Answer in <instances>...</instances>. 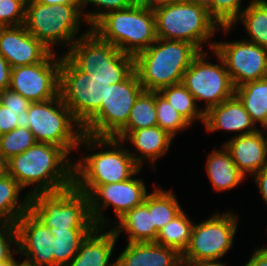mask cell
I'll return each mask as SVG.
<instances>
[{
	"instance_id": "obj_1",
	"label": "cell",
	"mask_w": 267,
	"mask_h": 266,
	"mask_svg": "<svg viewBox=\"0 0 267 266\" xmlns=\"http://www.w3.org/2000/svg\"><path fill=\"white\" fill-rule=\"evenodd\" d=\"M123 144L113 137L83 134L78 150L82 153L83 148L85 154L74 158V186L88 194L97 185L119 183L131 178L141 167Z\"/></svg>"
},
{
	"instance_id": "obj_2",
	"label": "cell",
	"mask_w": 267,
	"mask_h": 266,
	"mask_svg": "<svg viewBox=\"0 0 267 266\" xmlns=\"http://www.w3.org/2000/svg\"><path fill=\"white\" fill-rule=\"evenodd\" d=\"M74 157L65 149L48 143H36L8 160V175L36 193L57 192L74 185Z\"/></svg>"
},
{
	"instance_id": "obj_3",
	"label": "cell",
	"mask_w": 267,
	"mask_h": 266,
	"mask_svg": "<svg viewBox=\"0 0 267 266\" xmlns=\"http://www.w3.org/2000/svg\"><path fill=\"white\" fill-rule=\"evenodd\" d=\"M154 13L157 38L185 41L200 52L207 51L203 49L205 44L209 50L214 48L212 39L216 33L227 35L232 31L230 27H220L206 6L190 0L160 3Z\"/></svg>"
},
{
	"instance_id": "obj_4",
	"label": "cell",
	"mask_w": 267,
	"mask_h": 266,
	"mask_svg": "<svg viewBox=\"0 0 267 266\" xmlns=\"http://www.w3.org/2000/svg\"><path fill=\"white\" fill-rule=\"evenodd\" d=\"M200 51L185 41L157 40L134 57V70L146 91L182 83L185 71Z\"/></svg>"
},
{
	"instance_id": "obj_5",
	"label": "cell",
	"mask_w": 267,
	"mask_h": 266,
	"mask_svg": "<svg viewBox=\"0 0 267 266\" xmlns=\"http://www.w3.org/2000/svg\"><path fill=\"white\" fill-rule=\"evenodd\" d=\"M85 23L82 12L75 5H45L36 0L26 1L23 26L53 53H59L56 48L59 50L61 47L62 50L64 47L65 51L61 54H65L90 29L87 27L86 31L81 32Z\"/></svg>"
},
{
	"instance_id": "obj_6",
	"label": "cell",
	"mask_w": 267,
	"mask_h": 266,
	"mask_svg": "<svg viewBox=\"0 0 267 266\" xmlns=\"http://www.w3.org/2000/svg\"><path fill=\"white\" fill-rule=\"evenodd\" d=\"M92 81L109 85L124 81L134 71V57L123 53L89 29L64 54Z\"/></svg>"
},
{
	"instance_id": "obj_7",
	"label": "cell",
	"mask_w": 267,
	"mask_h": 266,
	"mask_svg": "<svg viewBox=\"0 0 267 266\" xmlns=\"http://www.w3.org/2000/svg\"><path fill=\"white\" fill-rule=\"evenodd\" d=\"M101 39L135 57L156 40L154 10L129 7L102 16L91 28Z\"/></svg>"
},
{
	"instance_id": "obj_8",
	"label": "cell",
	"mask_w": 267,
	"mask_h": 266,
	"mask_svg": "<svg viewBox=\"0 0 267 266\" xmlns=\"http://www.w3.org/2000/svg\"><path fill=\"white\" fill-rule=\"evenodd\" d=\"M23 125L27 126L38 143L56 145L72 157L77 156L74 152L78 150L83 129L60 95L47 101L32 102Z\"/></svg>"
},
{
	"instance_id": "obj_9",
	"label": "cell",
	"mask_w": 267,
	"mask_h": 266,
	"mask_svg": "<svg viewBox=\"0 0 267 266\" xmlns=\"http://www.w3.org/2000/svg\"><path fill=\"white\" fill-rule=\"evenodd\" d=\"M30 211L47 227L59 230H94L89 198L74 185L57 192L36 193Z\"/></svg>"
},
{
	"instance_id": "obj_10",
	"label": "cell",
	"mask_w": 267,
	"mask_h": 266,
	"mask_svg": "<svg viewBox=\"0 0 267 266\" xmlns=\"http://www.w3.org/2000/svg\"><path fill=\"white\" fill-rule=\"evenodd\" d=\"M239 220V215L230 209L222 213L217 210L207 219L195 221L182 263L220 262L234 247Z\"/></svg>"
},
{
	"instance_id": "obj_11",
	"label": "cell",
	"mask_w": 267,
	"mask_h": 266,
	"mask_svg": "<svg viewBox=\"0 0 267 266\" xmlns=\"http://www.w3.org/2000/svg\"><path fill=\"white\" fill-rule=\"evenodd\" d=\"M207 52L201 51L192 60L182 79V84L192 94L198 107L201 106L199 103L206 104L200 107L204 113L234 96L236 89L222 58L213 49L210 50L218 61L214 63Z\"/></svg>"
},
{
	"instance_id": "obj_12",
	"label": "cell",
	"mask_w": 267,
	"mask_h": 266,
	"mask_svg": "<svg viewBox=\"0 0 267 266\" xmlns=\"http://www.w3.org/2000/svg\"><path fill=\"white\" fill-rule=\"evenodd\" d=\"M144 91L135 70L122 82L106 86L100 110L82 127L94 137H114L126 124L131 109Z\"/></svg>"
},
{
	"instance_id": "obj_13",
	"label": "cell",
	"mask_w": 267,
	"mask_h": 266,
	"mask_svg": "<svg viewBox=\"0 0 267 266\" xmlns=\"http://www.w3.org/2000/svg\"><path fill=\"white\" fill-rule=\"evenodd\" d=\"M89 77L61 54L59 95L82 127L100 110L109 85Z\"/></svg>"
},
{
	"instance_id": "obj_14",
	"label": "cell",
	"mask_w": 267,
	"mask_h": 266,
	"mask_svg": "<svg viewBox=\"0 0 267 266\" xmlns=\"http://www.w3.org/2000/svg\"><path fill=\"white\" fill-rule=\"evenodd\" d=\"M142 172L140 168L131 178L106 185L95 186L87 195L89 211L96 227H111L113 220L105 217L104 211L113 208L117 220L127 211L142 204L149 193L144 178L137 177Z\"/></svg>"
},
{
	"instance_id": "obj_15",
	"label": "cell",
	"mask_w": 267,
	"mask_h": 266,
	"mask_svg": "<svg viewBox=\"0 0 267 266\" xmlns=\"http://www.w3.org/2000/svg\"><path fill=\"white\" fill-rule=\"evenodd\" d=\"M61 53L51 52L42 62L11 70L9 89L31 102L59 96Z\"/></svg>"
},
{
	"instance_id": "obj_16",
	"label": "cell",
	"mask_w": 267,
	"mask_h": 266,
	"mask_svg": "<svg viewBox=\"0 0 267 266\" xmlns=\"http://www.w3.org/2000/svg\"><path fill=\"white\" fill-rule=\"evenodd\" d=\"M213 50L225 63L235 88L267 77V48L241 38L216 40Z\"/></svg>"
},
{
	"instance_id": "obj_17",
	"label": "cell",
	"mask_w": 267,
	"mask_h": 266,
	"mask_svg": "<svg viewBox=\"0 0 267 266\" xmlns=\"http://www.w3.org/2000/svg\"><path fill=\"white\" fill-rule=\"evenodd\" d=\"M18 255L28 266H54V237L30 210L15 223Z\"/></svg>"
},
{
	"instance_id": "obj_18",
	"label": "cell",
	"mask_w": 267,
	"mask_h": 266,
	"mask_svg": "<svg viewBox=\"0 0 267 266\" xmlns=\"http://www.w3.org/2000/svg\"><path fill=\"white\" fill-rule=\"evenodd\" d=\"M50 53L23 25L0 27V54L12 68L40 63Z\"/></svg>"
},
{
	"instance_id": "obj_19",
	"label": "cell",
	"mask_w": 267,
	"mask_h": 266,
	"mask_svg": "<svg viewBox=\"0 0 267 266\" xmlns=\"http://www.w3.org/2000/svg\"><path fill=\"white\" fill-rule=\"evenodd\" d=\"M203 126L209 134L221 130L233 133L231 138L252 134L260 129L236 95L205 112Z\"/></svg>"
},
{
	"instance_id": "obj_20",
	"label": "cell",
	"mask_w": 267,
	"mask_h": 266,
	"mask_svg": "<svg viewBox=\"0 0 267 266\" xmlns=\"http://www.w3.org/2000/svg\"><path fill=\"white\" fill-rule=\"evenodd\" d=\"M265 129L229 138L223 143L239 172L247 179L267 167V137Z\"/></svg>"
},
{
	"instance_id": "obj_21",
	"label": "cell",
	"mask_w": 267,
	"mask_h": 266,
	"mask_svg": "<svg viewBox=\"0 0 267 266\" xmlns=\"http://www.w3.org/2000/svg\"><path fill=\"white\" fill-rule=\"evenodd\" d=\"M174 139V137L159 126H153L131 131L122 142L132 145L131 147L134 150L128 147V151L141 168H144L145 162H148L149 167L152 166V170L157 171V163L155 162L168 154Z\"/></svg>"
},
{
	"instance_id": "obj_22",
	"label": "cell",
	"mask_w": 267,
	"mask_h": 266,
	"mask_svg": "<svg viewBox=\"0 0 267 266\" xmlns=\"http://www.w3.org/2000/svg\"><path fill=\"white\" fill-rule=\"evenodd\" d=\"M117 241L118 238L110 227H96L67 266H116V259H111Z\"/></svg>"
},
{
	"instance_id": "obj_23",
	"label": "cell",
	"mask_w": 267,
	"mask_h": 266,
	"mask_svg": "<svg viewBox=\"0 0 267 266\" xmlns=\"http://www.w3.org/2000/svg\"><path fill=\"white\" fill-rule=\"evenodd\" d=\"M182 255L156 242L127 243L116 266H182Z\"/></svg>"
},
{
	"instance_id": "obj_24",
	"label": "cell",
	"mask_w": 267,
	"mask_h": 266,
	"mask_svg": "<svg viewBox=\"0 0 267 266\" xmlns=\"http://www.w3.org/2000/svg\"><path fill=\"white\" fill-rule=\"evenodd\" d=\"M206 157L205 171L213 190L217 193L238 188L248 180L239 172L223 144L220 149L213 148Z\"/></svg>"
},
{
	"instance_id": "obj_25",
	"label": "cell",
	"mask_w": 267,
	"mask_h": 266,
	"mask_svg": "<svg viewBox=\"0 0 267 266\" xmlns=\"http://www.w3.org/2000/svg\"><path fill=\"white\" fill-rule=\"evenodd\" d=\"M110 228L117 238L125 232L126 243L155 242L158 234L153 224L152 211H149V207L144 202L127 211L114 221Z\"/></svg>"
},
{
	"instance_id": "obj_26",
	"label": "cell",
	"mask_w": 267,
	"mask_h": 266,
	"mask_svg": "<svg viewBox=\"0 0 267 266\" xmlns=\"http://www.w3.org/2000/svg\"><path fill=\"white\" fill-rule=\"evenodd\" d=\"M235 95L239 98L255 125L260 126V129H266L267 77L236 87Z\"/></svg>"
},
{
	"instance_id": "obj_27",
	"label": "cell",
	"mask_w": 267,
	"mask_h": 266,
	"mask_svg": "<svg viewBox=\"0 0 267 266\" xmlns=\"http://www.w3.org/2000/svg\"><path fill=\"white\" fill-rule=\"evenodd\" d=\"M10 175L0 179V222L16 223L17 220L30 210V199L28 193ZM22 199H21V197Z\"/></svg>"
},
{
	"instance_id": "obj_28",
	"label": "cell",
	"mask_w": 267,
	"mask_h": 266,
	"mask_svg": "<svg viewBox=\"0 0 267 266\" xmlns=\"http://www.w3.org/2000/svg\"><path fill=\"white\" fill-rule=\"evenodd\" d=\"M247 3L230 28H236L241 22L248 37L243 39L267 48V0H250Z\"/></svg>"
},
{
	"instance_id": "obj_29",
	"label": "cell",
	"mask_w": 267,
	"mask_h": 266,
	"mask_svg": "<svg viewBox=\"0 0 267 266\" xmlns=\"http://www.w3.org/2000/svg\"><path fill=\"white\" fill-rule=\"evenodd\" d=\"M155 185L154 183V189L145 197L144 203L149 207V211H152L153 224L155 229L159 231L183 208L173 189L166 190L160 185L156 187Z\"/></svg>"
},
{
	"instance_id": "obj_30",
	"label": "cell",
	"mask_w": 267,
	"mask_h": 266,
	"mask_svg": "<svg viewBox=\"0 0 267 266\" xmlns=\"http://www.w3.org/2000/svg\"><path fill=\"white\" fill-rule=\"evenodd\" d=\"M157 126L155 91L144 90L135 101L127 124L113 137L123 140L131 131Z\"/></svg>"
},
{
	"instance_id": "obj_31",
	"label": "cell",
	"mask_w": 267,
	"mask_h": 266,
	"mask_svg": "<svg viewBox=\"0 0 267 266\" xmlns=\"http://www.w3.org/2000/svg\"><path fill=\"white\" fill-rule=\"evenodd\" d=\"M193 219L184 210L176 215L158 231L156 243L172 249L183 255L191 240Z\"/></svg>"
},
{
	"instance_id": "obj_32",
	"label": "cell",
	"mask_w": 267,
	"mask_h": 266,
	"mask_svg": "<svg viewBox=\"0 0 267 266\" xmlns=\"http://www.w3.org/2000/svg\"><path fill=\"white\" fill-rule=\"evenodd\" d=\"M158 92L191 126L197 121L204 124V112L182 83L161 88Z\"/></svg>"
},
{
	"instance_id": "obj_33",
	"label": "cell",
	"mask_w": 267,
	"mask_h": 266,
	"mask_svg": "<svg viewBox=\"0 0 267 266\" xmlns=\"http://www.w3.org/2000/svg\"><path fill=\"white\" fill-rule=\"evenodd\" d=\"M93 230H59L50 228L54 237V266H67L80 245Z\"/></svg>"
},
{
	"instance_id": "obj_34",
	"label": "cell",
	"mask_w": 267,
	"mask_h": 266,
	"mask_svg": "<svg viewBox=\"0 0 267 266\" xmlns=\"http://www.w3.org/2000/svg\"><path fill=\"white\" fill-rule=\"evenodd\" d=\"M155 104L157 126L167 131L172 137L176 138L178 132L193 128L158 91H155Z\"/></svg>"
},
{
	"instance_id": "obj_35",
	"label": "cell",
	"mask_w": 267,
	"mask_h": 266,
	"mask_svg": "<svg viewBox=\"0 0 267 266\" xmlns=\"http://www.w3.org/2000/svg\"><path fill=\"white\" fill-rule=\"evenodd\" d=\"M37 143L32 132L26 125H21L14 130L0 136V154L9 160L12 156L25 152Z\"/></svg>"
},
{
	"instance_id": "obj_36",
	"label": "cell",
	"mask_w": 267,
	"mask_h": 266,
	"mask_svg": "<svg viewBox=\"0 0 267 266\" xmlns=\"http://www.w3.org/2000/svg\"><path fill=\"white\" fill-rule=\"evenodd\" d=\"M94 6L93 11L87 7ZM130 0H82L81 12L86 21V26L91 28L105 14L129 8Z\"/></svg>"
},
{
	"instance_id": "obj_37",
	"label": "cell",
	"mask_w": 267,
	"mask_h": 266,
	"mask_svg": "<svg viewBox=\"0 0 267 266\" xmlns=\"http://www.w3.org/2000/svg\"><path fill=\"white\" fill-rule=\"evenodd\" d=\"M243 0H211L207 7L210 16L220 25V27H230L239 17Z\"/></svg>"
},
{
	"instance_id": "obj_38",
	"label": "cell",
	"mask_w": 267,
	"mask_h": 266,
	"mask_svg": "<svg viewBox=\"0 0 267 266\" xmlns=\"http://www.w3.org/2000/svg\"><path fill=\"white\" fill-rule=\"evenodd\" d=\"M27 0H0V27L24 24Z\"/></svg>"
},
{
	"instance_id": "obj_39",
	"label": "cell",
	"mask_w": 267,
	"mask_h": 266,
	"mask_svg": "<svg viewBox=\"0 0 267 266\" xmlns=\"http://www.w3.org/2000/svg\"><path fill=\"white\" fill-rule=\"evenodd\" d=\"M17 254L16 224L0 222V263L10 261Z\"/></svg>"
},
{
	"instance_id": "obj_40",
	"label": "cell",
	"mask_w": 267,
	"mask_h": 266,
	"mask_svg": "<svg viewBox=\"0 0 267 266\" xmlns=\"http://www.w3.org/2000/svg\"><path fill=\"white\" fill-rule=\"evenodd\" d=\"M27 111H13L0 102V136L23 124Z\"/></svg>"
},
{
	"instance_id": "obj_41",
	"label": "cell",
	"mask_w": 267,
	"mask_h": 266,
	"mask_svg": "<svg viewBox=\"0 0 267 266\" xmlns=\"http://www.w3.org/2000/svg\"><path fill=\"white\" fill-rule=\"evenodd\" d=\"M0 102L13 111H27L32 103L9 88L0 92Z\"/></svg>"
},
{
	"instance_id": "obj_42",
	"label": "cell",
	"mask_w": 267,
	"mask_h": 266,
	"mask_svg": "<svg viewBox=\"0 0 267 266\" xmlns=\"http://www.w3.org/2000/svg\"><path fill=\"white\" fill-rule=\"evenodd\" d=\"M253 182H255V186L259 190L260 196L267 206V167L263 168L262 170L258 171L252 176Z\"/></svg>"
},
{
	"instance_id": "obj_43",
	"label": "cell",
	"mask_w": 267,
	"mask_h": 266,
	"mask_svg": "<svg viewBox=\"0 0 267 266\" xmlns=\"http://www.w3.org/2000/svg\"><path fill=\"white\" fill-rule=\"evenodd\" d=\"M242 266H267V246L256 247L251 257Z\"/></svg>"
},
{
	"instance_id": "obj_44",
	"label": "cell",
	"mask_w": 267,
	"mask_h": 266,
	"mask_svg": "<svg viewBox=\"0 0 267 266\" xmlns=\"http://www.w3.org/2000/svg\"><path fill=\"white\" fill-rule=\"evenodd\" d=\"M12 67L0 54V92L9 88Z\"/></svg>"
},
{
	"instance_id": "obj_45",
	"label": "cell",
	"mask_w": 267,
	"mask_h": 266,
	"mask_svg": "<svg viewBox=\"0 0 267 266\" xmlns=\"http://www.w3.org/2000/svg\"><path fill=\"white\" fill-rule=\"evenodd\" d=\"M159 4V0H130V6L154 10Z\"/></svg>"
},
{
	"instance_id": "obj_46",
	"label": "cell",
	"mask_w": 267,
	"mask_h": 266,
	"mask_svg": "<svg viewBox=\"0 0 267 266\" xmlns=\"http://www.w3.org/2000/svg\"><path fill=\"white\" fill-rule=\"evenodd\" d=\"M36 1L45 5L72 4L75 5L81 11L82 0H36Z\"/></svg>"
},
{
	"instance_id": "obj_47",
	"label": "cell",
	"mask_w": 267,
	"mask_h": 266,
	"mask_svg": "<svg viewBox=\"0 0 267 266\" xmlns=\"http://www.w3.org/2000/svg\"><path fill=\"white\" fill-rule=\"evenodd\" d=\"M184 266H228L223 261L220 262H197V263H182Z\"/></svg>"
},
{
	"instance_id": "obj_48",
	"label": "cell",
	"mask_w": 267,
	"mask_h": 266,
	"mask_svg": "<svg viewBox=\"0 0 267 266\" xmlns=\"http://www.w3.org/2000/svg\"><path fill=\"white\" fill-rule=\"evenodd\" d=\"M8 175V160L0 154V179Z\"/></svg>"
},
{
	"instance_id": "obj_49",
	"label": "cell",
	"mask_w": 267,
	"mask_h": 266,
	"mask_svg": "<svg viewBox=\"0 0 267 266\" xmlns=\"http://www.w3.org/2000/svg\"><path fill=\"white\" fill-rule=\"evenodd\" d=\"M22 261H18V258L14 256L10 261L1 262L0 266H18Z\"/></svg>"
},
{
	"instance_id": "obj_50",
	"label": "cell",
	"mask_w": 267,
	"mask_h": 266,
	"mask_svg": "<svg viewBox=\"0 0 267 266\" xmlns=\"http://www.w3.org/2000/svg\"><path fill=\"white\" fill-rule=\"evenodd\" d=\"M190 1H193V2H196L198 4L208 7L210 5L211 0H190Z\"/></svg>"
},
{
	"instance_id": "obj_51",
	"label": "cell",
	"mask_w": 267,
	"mask_h": 266,
	"mask_svg": "<svg viewBox=\"0 0 267 266\" xmlns=\"http://www.w3.org/2000/svg\"><path fill=\"white\" fill-rule=\"evenodd\" d=\"M174 1H183V0H159V4L165 2H174Z\"/></svg>"
},
{
	"instance_id": "obj_52",
	"label": "cell",
	"mask_w": 267,
	"mask_h": 266,
	"mask_svg": "<svg viewBox=\"0 0 267 266\" xmlns=\"http://www.w3.org/2000/svg\"><path fill=\"white\" fill-rule=\"evenodd\" d=\"M18 266H28L25 263L21 262Z\"/></svg>"
}]
</instances>
